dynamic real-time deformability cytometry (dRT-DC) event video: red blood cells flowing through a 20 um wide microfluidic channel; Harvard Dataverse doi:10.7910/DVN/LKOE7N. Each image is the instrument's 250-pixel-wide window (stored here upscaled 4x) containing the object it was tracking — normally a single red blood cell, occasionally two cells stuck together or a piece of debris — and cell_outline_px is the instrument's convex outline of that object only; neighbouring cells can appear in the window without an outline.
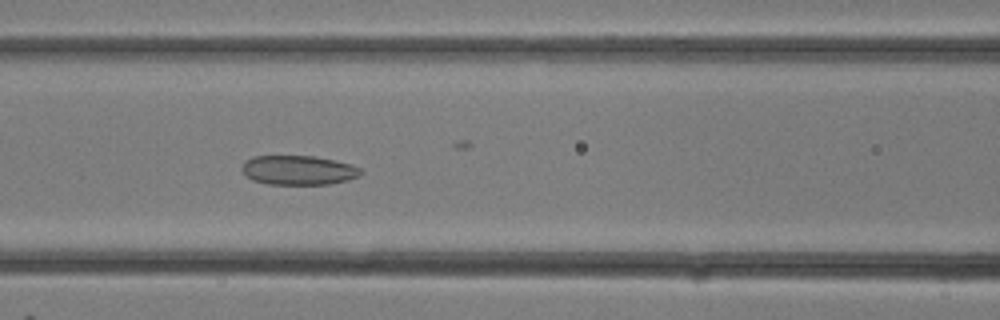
{"species": "common noctule bat (a hibernating species)", "species_latin": "Nyctalus noctula", "temperature_condition": "room temperature", "stored_images_in_passage": 32, "camera_frame_rate_fps": 3000, "um_per_image_px": 0.085, "animal": {"sex": "female"}, "frame": {"image": 1, "passage_image": 14, "time_ms": 4.333, "image_size_px": [1000, 320], "cell_outline_px": [[364, 172], [348, 180], [328, 184], [268, 184], [252, 180], [240, 168], [244, 160], [252, 156], [312, 156], [352, 164], [360, 168]], "centroid_in_image_um": [25.33, 14.46], "position_along_channel_um": 141.3, "area_um2": 20.29}}
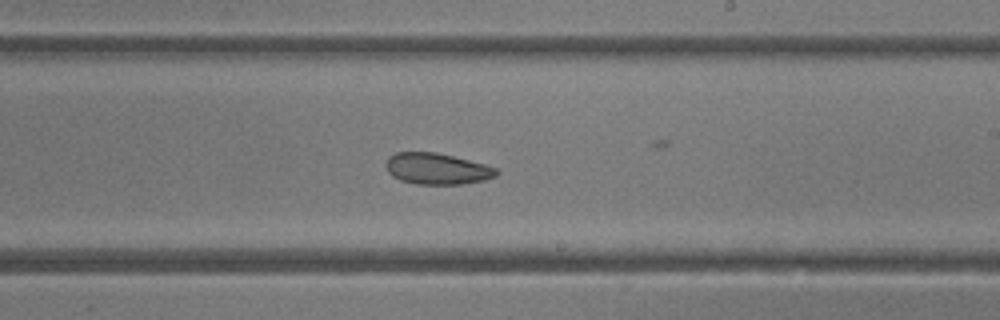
{"frame": {"image": 2, "passage_image": 19, "time_ms": 6.0, "image_size_px": [1000, 320], "cell_outline_px": [[500, 172], [496, 176], [484, 180], [460, 184], [416, 184], [400, 180], [392, 176], [388, 172], [384, 164], [388, 156], [396, 152], [436, 152], [484, 164], [496, 168]], "centroid_in_image_um": [37.1, 14.34], "position_along_channel_um": 251.9, "area_um2": 20.17}}
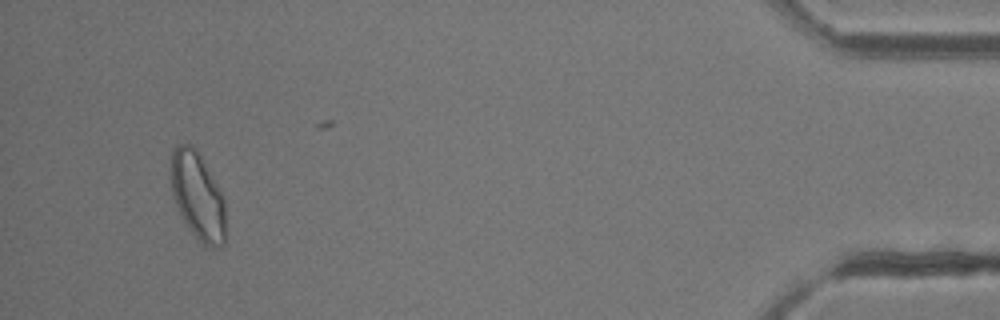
{"frame": {"image": 3, "passage_image": 30, "time_ms": 9.667, "image_size_px": [1000, 320], "cell_outline_px": [[224, 244], [220, 248], [212, 248], [204, 244], [192, 232], [184, 220], [176, 204], [172, 192], [172, 148], [176, 144], [192, 144], [196, 148], [224, 196]], "centroid_in_image_um": [16.82, 16.63], "position_along_channel_um": 418.4, "area_um2": 27.46}}